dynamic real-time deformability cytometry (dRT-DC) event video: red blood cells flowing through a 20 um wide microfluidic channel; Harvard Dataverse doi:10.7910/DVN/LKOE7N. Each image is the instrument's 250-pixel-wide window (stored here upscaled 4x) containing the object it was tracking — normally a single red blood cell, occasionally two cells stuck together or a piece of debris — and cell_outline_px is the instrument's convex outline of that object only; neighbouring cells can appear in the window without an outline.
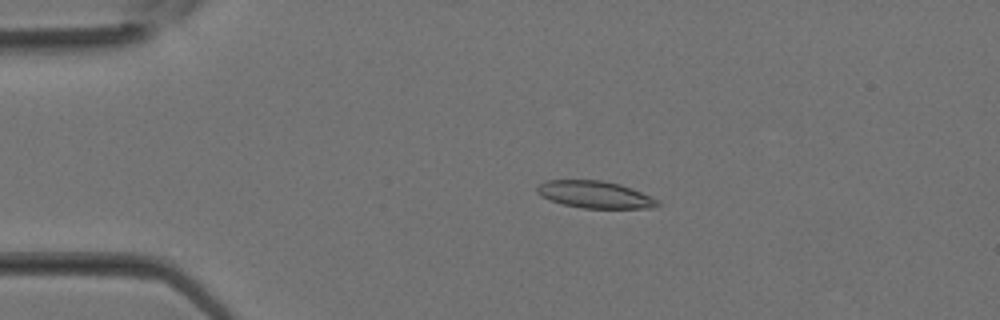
{"species": "Egyptian fruit bat (a non-hibernating species)", "species_latin": "Rousettus aegyptiacus", "temperature_condition": "room temperature", "stored_images_in_passage": 16, "camera_frame_rate_fps": 3000, "um_per_image_px": 0.085, "animal": {"sex": "female"}, "frame": {"image": 1, "passage_image": 7, "time_ms": 2.0, "image_size_px": [1000, 320], "cell_outline_px": [[660, 204], [652, 208], [584, 208], [564, 204], [540, 196], [536, 192], [536, 188], [540, 184], [548, 180], [600, 180], [620, 184], [632, 188], [660, 200]], "centroid_in_image_um": [50.6, 16.53], "position_along_channel_um": 34.4, "area_um2": 18.96}}
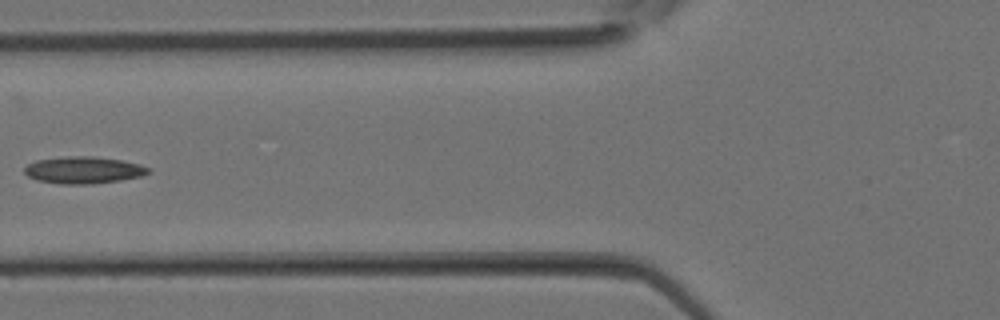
{"frame": {"image": 2, "passage_image": 13, "time_ms": 4.0, "image_size_px": [1000, 320], "cell_outline_px": [[152, 172], [140, 176], [120, 180], [92, 184], [64, 184], [36, 180], [28, 176], [24, 172], [24, 168], [28, 164], [36, 160], [64, 156], [92, 156], [120, 160], [140, 164], [152, 168]], "centroid_in_image_um": [7.11, 14.45], "position_along_channel_um": 118.7, "area_um2": 19.54}}
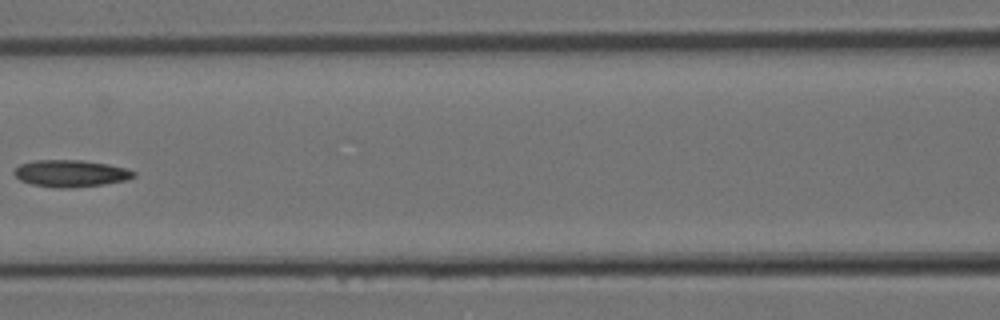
{"frame": {"image": 3, "passage_image": 15, "time_ms": 4.667, "image_size_px": [1000, 320], "cell_outline_px": [[136, 176], [128, 180], [104, 184], [72, 188], [60, 188], [32, 184], [20, 180], [12, 172], [20, 164], [36, 160], [80, 160], [108, 164], [128, 168], [136, 172]], "centroid_in_image_um": [6.05, 14.74], "position_along_channel_um": 160.5, "area_um2": 18.84}}